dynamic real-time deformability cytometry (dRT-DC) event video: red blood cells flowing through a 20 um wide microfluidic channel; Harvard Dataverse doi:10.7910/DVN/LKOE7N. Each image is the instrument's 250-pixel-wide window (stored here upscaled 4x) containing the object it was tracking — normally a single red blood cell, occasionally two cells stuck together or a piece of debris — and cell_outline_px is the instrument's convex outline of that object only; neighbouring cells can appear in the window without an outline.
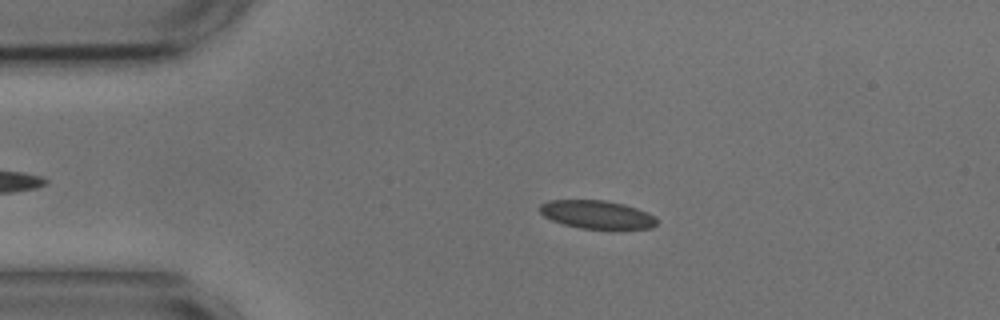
{"species": "common noctule bat (a hibernating species)", "species_latin": "Nyctalus noctula", "temperature_condition": "cold", "stored_images_in_passage": 53, "camera_frame_rate_fps": 3000, "um_per_image_px": 0.085, "animal": {"sex": "male", "body_mass_g": 17.9, "forearm_length_mm": 54.2}, "frame": {"image": 1, "passage_image": 10, "time_ms": 3.0, "image_size_px": [1000, 320], "cell_outline_px": [[656, 224], [652, 228], [580, 228], [564, 224], [552, 220], [544, 216], [540, 212], [540, 204], [548, 200], [604, 200], [624, 204], [648, 212], [656, 216]], "centroid_in_image_um": [50.73, 18.22], "position_along_channel_um": 34.3, "area_um2": 19.07}}
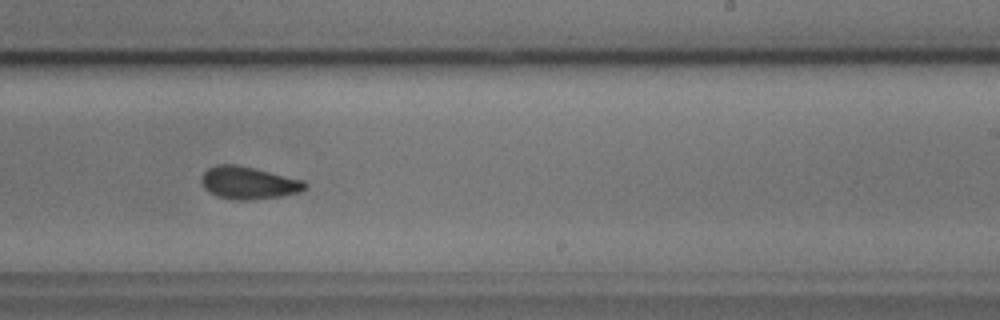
{"frame": {"image": 2, "passage_image": 32, "time_ms": 10.333, "image_size_px": [1000, 320], "cell_outline_px": [[308, 184], [300, 192], [284, 196], [252, 200], [236, 200], [216, 196], [208, 192], [204, 188], [200, 180], [200, 176], [208, 168], [216, 164], [236, 164], [256, 168], [304, 180]], "centroid_in_image_um": [21.11, 15.54], "position_along_channel_um": 267.9, "area_um2": 20.0}}
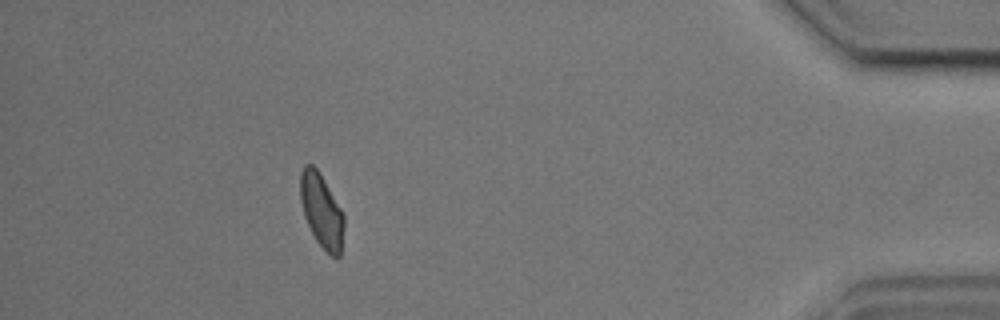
{"frame": {"image": 3, "passage_image": 48, "time_ms": 15.667, "image_size_px": [1000, 320], "cell_outline_px": [[344, 228], [340, 256], [332, 256], [316, 240], [304, 216], [300, 200], [300, 172], [304, 164], [312, 164], [320, 172], [344, 212]], "centroid_in_image_um": [27.34, 17.85], "position_along_channel_um": 407.9, "area_um2": 18.9}, "authors_computed_cell_mechanics": {"area_um2": 19.652, "velocity_mm_per_s": 3.6512, "shape_relaxation_time_tau1_ms": 3.9316, "shape_relaxation_time_tau2_ms": 1.9777, "deformation_change_tau1": 0.1002, "deformation_change_tau2": 0.074}}